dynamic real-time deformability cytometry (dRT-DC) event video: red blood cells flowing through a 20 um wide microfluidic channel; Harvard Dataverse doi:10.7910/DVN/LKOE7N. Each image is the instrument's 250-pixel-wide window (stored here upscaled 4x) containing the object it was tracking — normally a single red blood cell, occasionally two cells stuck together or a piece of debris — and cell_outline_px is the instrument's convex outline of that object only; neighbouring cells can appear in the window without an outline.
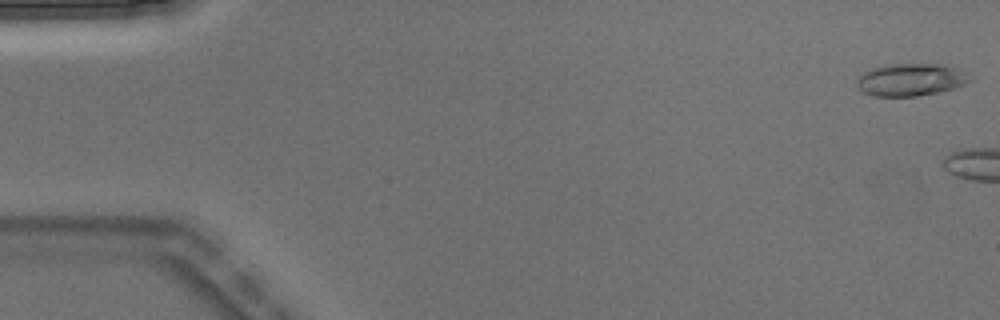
{"species": "Egyptian fruit bat (a non-hibernating species)", "species_latin": "Rousettus aegyptiacus", "temperature_condition": "warm", "stored_images_in_passage": 4, "camera_frame_rate_fps": 3000, "um_per_image_px": 0.085, "animal": {"sex": "male"}, "frame": {"image": 1, "passage_image": 1, "time_ms": 0.0, "image_size_px": [1000, 320], "cell_outline_px": [[972, 80], [964, 84], [940, 92], [916, 96], [872, 96], [856, 88], [856, 80], [864, 72], [872, 68], [888, 64], [940, 64], [956, 68]], "centroid_in_image_um": [77.34, 6.78], "position_along_channel_um": 7.7, "area_um2": 21.15}}